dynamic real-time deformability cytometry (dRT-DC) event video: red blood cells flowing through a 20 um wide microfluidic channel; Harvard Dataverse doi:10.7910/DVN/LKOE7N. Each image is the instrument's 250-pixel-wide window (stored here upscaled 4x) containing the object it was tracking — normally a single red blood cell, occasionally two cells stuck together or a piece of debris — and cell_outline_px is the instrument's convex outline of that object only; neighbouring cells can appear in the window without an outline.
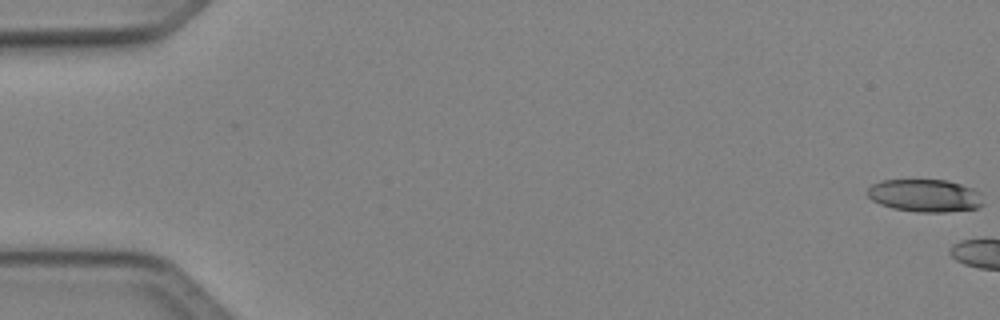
{"species": "Egyptian fruit bat (a non-hibernating species)", "species_latin": "Rousettus aegyptiacus", "temperature_condition": "cold", "stored_images_in_passage": 5, "camera_frame_rate_fps": 3000, "um_per_image_px": 0.085, "animal": {"sex": "female"}, "frame": {"image": 1, "passage_image": 1, "time_ms": 0.0, "image_size_px": [1000, 320], "cell_outline_px": [[984, 204], [980, 208], [944, 212], [916, 212], [892, 208], [880, 204], [872, 200], [864, 192], [872, 184], [880, 180], [948, 180], [972, 188], [980, 192]], "centroid_in_image_um": [78.61, 16.63], "position_along_channel_um": 6.4, "area_um2": 22.31}}